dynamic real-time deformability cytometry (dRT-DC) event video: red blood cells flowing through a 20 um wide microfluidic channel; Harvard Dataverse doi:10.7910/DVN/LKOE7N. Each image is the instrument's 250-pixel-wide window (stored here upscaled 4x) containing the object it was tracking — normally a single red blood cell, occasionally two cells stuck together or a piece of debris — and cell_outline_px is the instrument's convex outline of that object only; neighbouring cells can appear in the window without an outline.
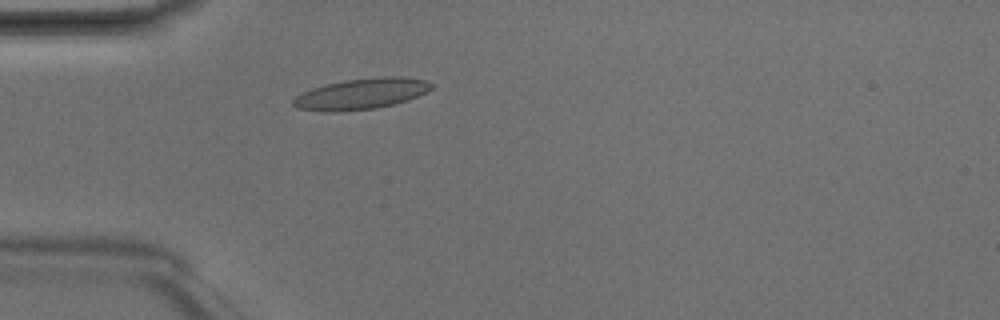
{"species": "Egyptian fruit bat (a non-hibernating species)", "species_latin": "Rousettus aegyptiacus", "temperature_condition": "room temperature", "stored_images_in_passage": 3, "camera_frame_rate_fps": 3000, "um_per_image_px": 0.085, "animal": {"sex": "male"}, "frame": {"image": 1, "passage_image": 3, "time_ms": 0.667, "image_size_px": [1000, 320], "cell_outline_px": [[436, 84], [432, 88], [408, 100], [376, 108], [344, 112], [324, 112], [296, 108], [292, 104], [292, 100], [296, 96], [312, 88], [344, 80], [380, 76], [400, 76], [424, 80]], "centroid_in_image_um": [30.69, 7.98], "position_along_channel_um": 54.3, "area_um2": 24.97}}